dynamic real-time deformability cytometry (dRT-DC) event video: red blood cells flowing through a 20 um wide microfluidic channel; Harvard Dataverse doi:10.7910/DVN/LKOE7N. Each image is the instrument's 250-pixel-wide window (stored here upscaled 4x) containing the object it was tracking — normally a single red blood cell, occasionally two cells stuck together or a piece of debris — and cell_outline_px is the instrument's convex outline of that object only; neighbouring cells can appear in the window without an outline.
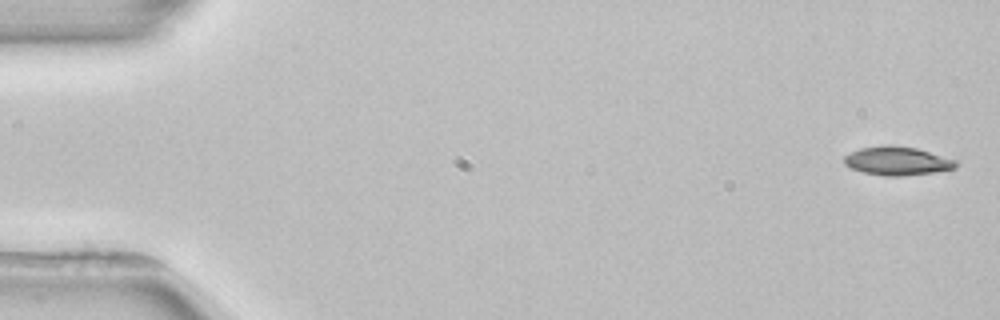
{"species": "common noctule bat (a hibernating species)", "species_latin": "Nyctalus noctula", "temperature_condition": "room temperature", "stored_images_in_passage": 5, "camera_frame_rate_fps": 3000, "um_per_image_px": 0.085, "animal": {"sex": "female", "body_mass_g": 22.7, "forearm_length_mm": 54.2}, "frame": {"image": 1, "passage_image": 1, "time_ms": 0.0, "image_size_px": [1000, 320], "cell_outline_px": [[956, 168], [936, 172], [904, 176], [884, 176], [864, 172], [852, 168], [844, 164], [844, 156], [860, 148], [884, 144], [892, 144], [916, 148], [956, 160]], "centroid_in_image_um": [76.26, 13.67], "position_along_channel_um": 8.7, "area_um2": 18.67}}
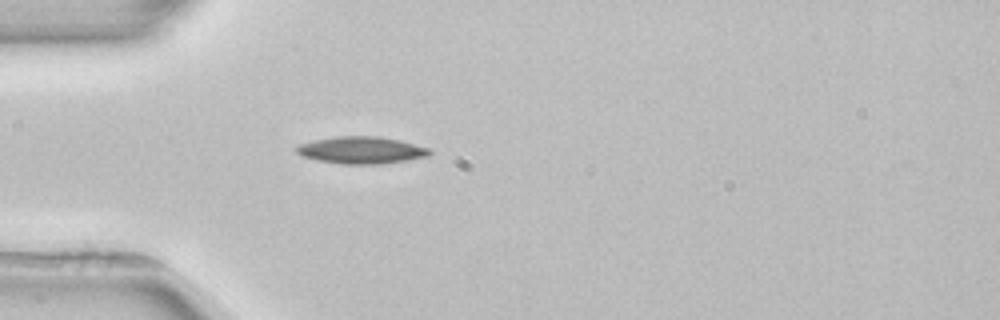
{"frame": {"image": 2, "passage_image": 5, "time_ms": 4.667, "image_size_px": [1000, 320], "cell_outline_px": [[432, 152], [428, 156], [380, 164], [340, 164], [320, 160], [304, 156], [296, 152], [296, 144], [336, 136], [380, 136], [400, 140], [428, 148]], "centroid_in_image_um": [30.7, 12.75], "position_along_channel_um": 54.3, "area_um2": 20.81}}